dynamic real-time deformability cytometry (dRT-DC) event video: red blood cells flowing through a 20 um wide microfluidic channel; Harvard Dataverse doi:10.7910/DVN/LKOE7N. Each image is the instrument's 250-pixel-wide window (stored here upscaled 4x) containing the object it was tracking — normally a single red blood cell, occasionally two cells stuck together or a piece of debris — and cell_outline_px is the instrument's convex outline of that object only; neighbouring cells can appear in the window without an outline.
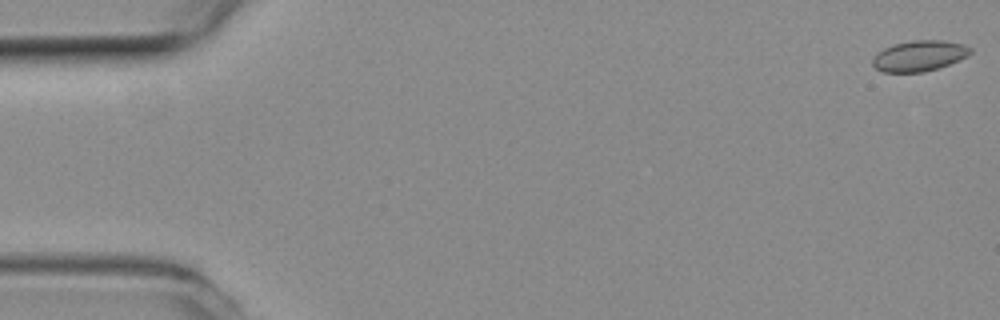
{"species": "common noctule bat (a hibernating species)", "species_latin": "Nyctalus noctula", "temperature_condition": "room temperature", "stored_images_in_passage": 54, "camera_frame_rate_fps": 3000, "um_per_image_px": 0.085, "animal": {"sex": "female", "body_mass_g": 19.3, "forearm_length_mm": 54.1}, "frame": {"image": 1, "passage_image": 1, "time_ms": 0.0, "image_size_px": [1000, 320], "cell_outline_px": [[972, 52], [968, 56], [960, 60], [924, 72], [884, 72], [876, 68], [872, 64], [872, 60], [884, 48], [892, 44], [912, 40], [940, 40], [964, 44], [972, 48]], "centroid_in_image_um": [78.17, 4.74], "position_along_channel_um": 6.8, "area_um2": 17.4}}
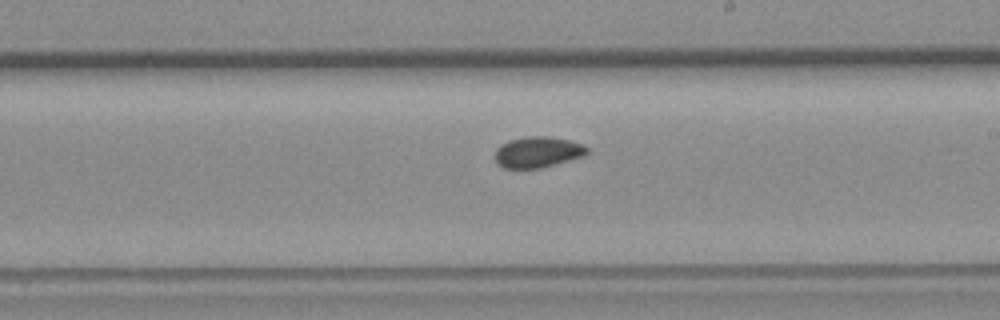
{"frame": {"image": 2, "passage_image": 31, "time_ms": 10.0, "image_size_px": [1000, 320], "cell_outline_px": [[588, 152], [584, 156], [540, 168], [504, 168], [496, 164], [496, 148], [500, 144], [508, 140], [528, 136], [548, 136], [568, 140], [584, 144], [588, 148]], "centroid_in_image_um": [45.69, 12.92], "position_along_channel_um": 243.3, "area_um2": 16.65}}
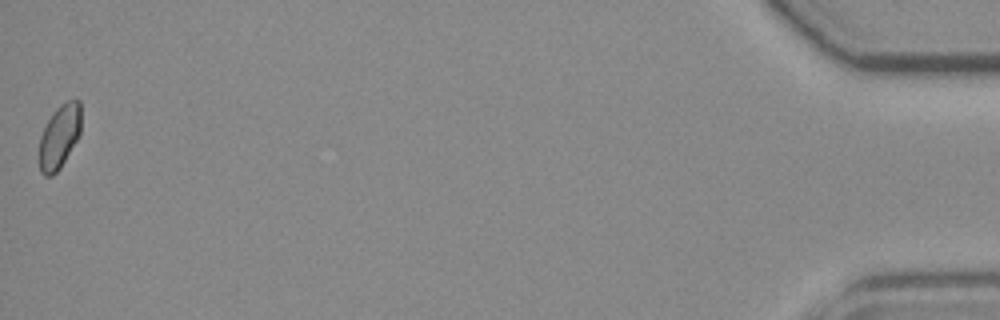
{"frame": {"image": 3, "passage_image": 54, "time_ms": 17.667, "image_size_px": [1000, 320], "cell_outline_px": [[80, 136], [60, 168], [52, 176], [44, 176], [40, 172], [40, 136], [48, 120], [56, 108], [60, 104], [68, 100], [80, 100]], "centroid_in_image_um": [5.06, 11.61], "position_along_channel_um": 430.1, "area_um2": 15.49}, "authors_computed_cell_mechanics": {"area_um2": 16.3863, "velocity_mm_per_s": 3.7952, "shape_relaxation_time_tau1_ms": 4.5706, "shape_relaxation_time_tau2_ms": 1.4603, "deformation_change_tau1": 0.051, "deformation_change_tau2": 0.0375}}